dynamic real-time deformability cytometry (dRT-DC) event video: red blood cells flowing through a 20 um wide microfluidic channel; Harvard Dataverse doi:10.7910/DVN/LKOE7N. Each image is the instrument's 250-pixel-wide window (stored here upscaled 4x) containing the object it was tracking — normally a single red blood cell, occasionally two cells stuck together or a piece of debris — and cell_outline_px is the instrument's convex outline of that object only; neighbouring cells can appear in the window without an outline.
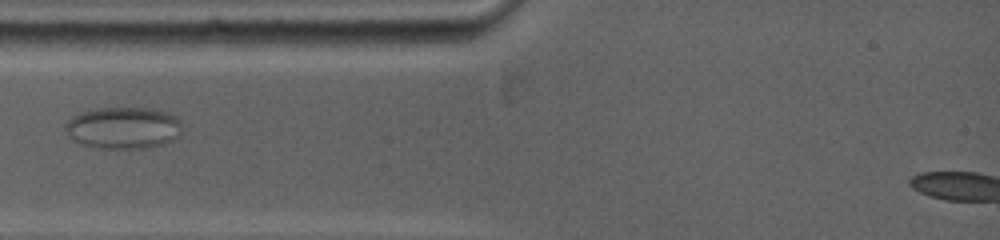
{"species": "common noctule bat (a hibernating species)", "species_latin": "Nyctalus noctula", "temperature_condition": "warm", "stored_images_in_passage": 25, "camera_frame_rate_fps": 5000, "um_per_image_px": 0.085, "animal": {"sex": "female", "body_mass_g": 19.0, "forearm_length_mm": 53.3}, "frame": {"image": 1, "passage_image": 1, "time_ms": 0.0, "image_size_px": [1000, 240], "cell_outline_px": [[180, 132], [172, 140], [160, 144], [140, 148], [104, 148], [88, 144], [76, 140], [68, 136], [64, 128], [68, 120], [72, 116], [80, 112], [100, 108], [148, 108], [172, 112], [180, 116]], "centroid_in_image_um": [10.51, 10.83], "position_along_channel_um": 74.5, "area_um2": 28.15}}
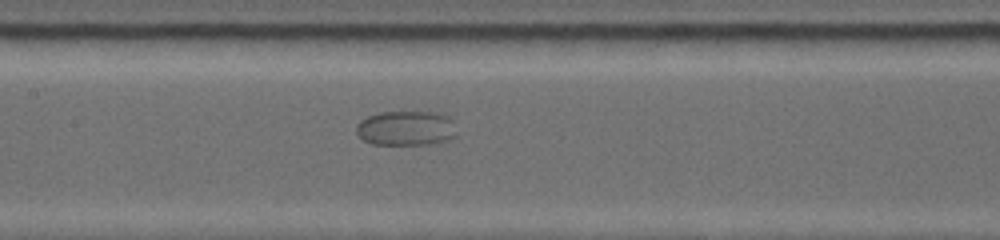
{"frame": {"image": 2, "passage_image": 7, "time_ms": 2.8, "image_size_px": [1000, 240], "cell_outline_px": [[452, 136], [444, 140], [420, 144], [372, 144], [364, 140], [356, 132], [356, 124], [360, 120], [368, 116], [380, 112], [444, 112], [452, 120]], "centroid_in_image_um": [34.43, 10.87], "position_along_channel_um": 173.0, "area_um2": 19.88}}
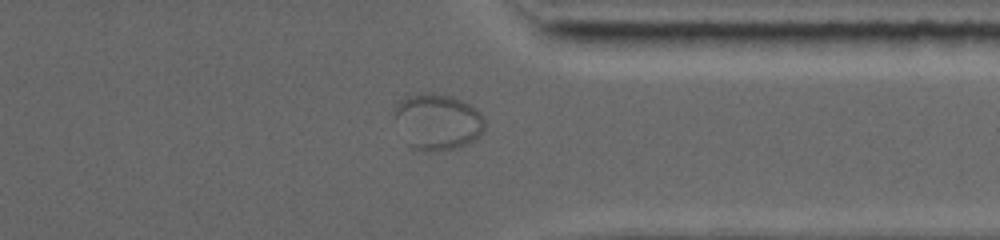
{"frame": {"image": 3, "passage_image": 20, "time_ms": 8.6, "image_size_px": [1000, 240], "cell_outline_px": [[484, 132], [480, 136], [464, 144], [452, 148], [420, 148], [412, 144], [392, 116], [392, 112], [396, 104], [400, 100], [408, 96], [424, 92], [432, 92], [452, 96], [472, 104], [484, 116]], "centroid_in_image_um": [37.24, 10.24], "position_along_channel_um": 374.2, "area_um2": 28.67}}